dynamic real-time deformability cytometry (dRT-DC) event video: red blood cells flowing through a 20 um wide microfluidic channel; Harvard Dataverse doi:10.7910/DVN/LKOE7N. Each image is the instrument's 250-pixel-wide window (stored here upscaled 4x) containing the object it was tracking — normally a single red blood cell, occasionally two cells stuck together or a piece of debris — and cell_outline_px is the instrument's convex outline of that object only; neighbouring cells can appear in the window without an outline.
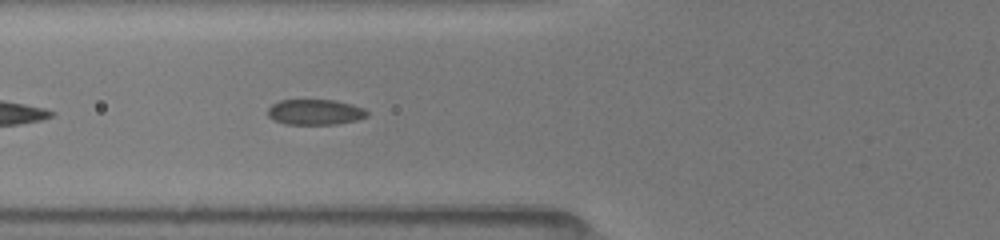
{"species": "common noctule bat (a hibernating species)", "species_latin": "Nyctalus noctula", "temperature_condition": "room temperature", "stored_images_in_passage": 14, "camera_frame_rate_fps": 3000, "um_per_image_px": 0.085, "animal": {"sex": "female", "body_mass_g": 19.5, "forearm_length_mm": 54.1}, "frame": {"image": 1, "passage_image": 5, "time_ms": 1.333, "image_size_px": [1000, 240], "cell_outline_px": [[368, 116], [356, 120], [336, 124], [284, 124], [272, 120], [268, 116], [268, 108], [272, 104], [280, 100], [336, 100], [352, 104], [364, 108], [368, 112]], "centroid_in_image_um": [26.77, 9.52], "position_along_channel_um": 99.0, "area_um2": 14.85}}
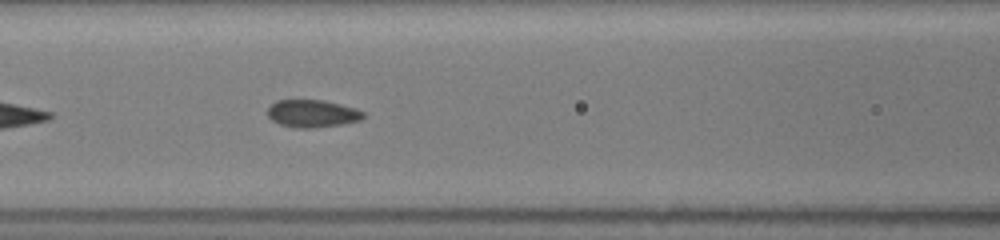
{"frame": {"image": 2, "passage_image": 8, "time_ms": 2.333, "image_size_px": [1000, 240], "cell_outline_px": [[364, 116], [360, 120], [340, 124], [312, 128], [296, 128], [280, 124], [272, 120], [268, 116], [268, 108], [276, 100], [324, 100], [356, 108], [364, 112]], "centroid_in_image_um": [26.54, 9.64], "position_along_channel_um": 140.1, "area_um2": 15.26}}
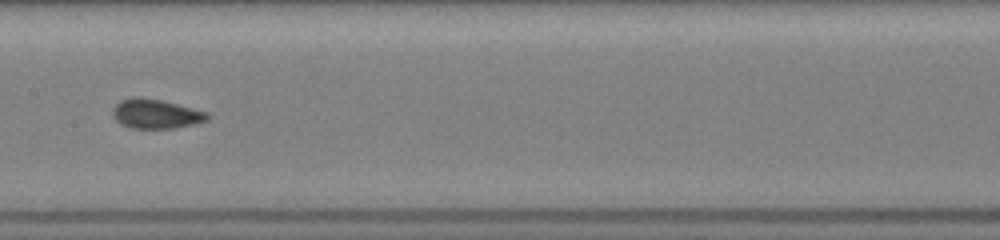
{"frame": {"image": 3, "passage_image": 12, "time_ms": 3.667, "image_size_px": [1000, 240], "cell_outline_px": [[208, 120], [192, 124], [172, 128], [128, 128], [120, 124], [112, 116], [112, 108], [120, 100], [132, 96], [140, 96], [160, 100], [192, 108], [204, 112], [208, 116]], "centroid_in_image_um": [13.14, 9.67], "position_along_channel_um": 194.3, "area_um2": 16.13}}